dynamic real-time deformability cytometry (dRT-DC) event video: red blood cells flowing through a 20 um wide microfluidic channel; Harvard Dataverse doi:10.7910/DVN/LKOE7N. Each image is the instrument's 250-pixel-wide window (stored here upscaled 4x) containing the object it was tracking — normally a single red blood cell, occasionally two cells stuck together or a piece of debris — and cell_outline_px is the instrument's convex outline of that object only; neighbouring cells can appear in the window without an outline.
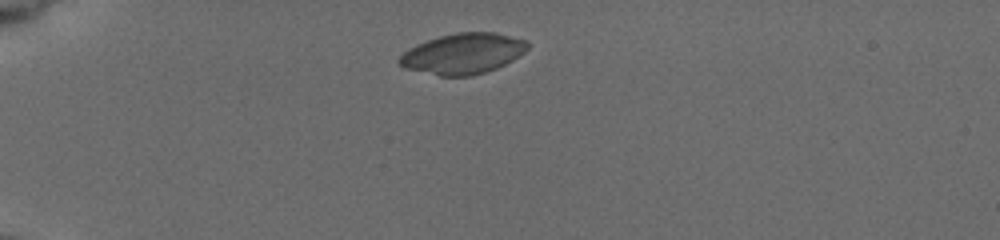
{"species": "common noctule bat (a hibernating species)", "species_latin": "Nyctalus noctula", "temperature_condition": "cold", "stored_images_in_passage": 4, "camera_frame_rate_fps": 3000, "um_per_image_px": 0.085, "animal": {"sex": "female", "body_mass_g": 19.5, "forearm_length_mm": 54.1}, "frame": {"image": 1, "passage_image": 2, "time_ms": 0.667, "image_size_px": [1000, 240], "cell_outline_px": [[528, 48], [524, 52], [512, 60], [496, 68], [472, 76], [440, 76], [404, 68], [396, 60], [404, 52], [416, 44], [440, 36], [456, 32], [496, 32], [528, 40]], "centroid_in_image_um": [39.35, 4.55], "position_along_channel_um": 45.6, "area_um2": 30.35}}